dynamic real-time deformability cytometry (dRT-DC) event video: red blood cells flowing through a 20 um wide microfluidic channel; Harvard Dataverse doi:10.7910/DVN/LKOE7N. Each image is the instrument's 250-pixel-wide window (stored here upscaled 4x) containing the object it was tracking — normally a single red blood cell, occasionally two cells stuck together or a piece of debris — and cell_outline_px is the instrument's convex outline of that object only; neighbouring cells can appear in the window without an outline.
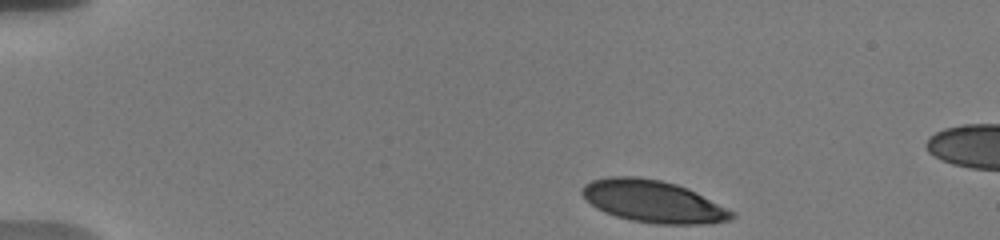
{"species": "human", "species_latin": "Homo sapiens", "temperature_condition": "warm", "stored_images_in_passage": 47, "camera_frame_rate_fps": 3000, "um_per_image_px": 0.085, "donor": {"sex": "male"}, "frame": {"image": 1, "passage_image": 1, "time_ms": 0.0, "image_size_px": [1000, 240], "cell_outline_px": [[736, 216], [732, 220], [712, 224], [656, 224], [632, 220], [616, 216], [604, 212], [596, 208], [580, 192], [580, 188], [584, 184], [592, 180], [608, 176], [636, 176], [660, 180], [676, 184], [688, 188], [736, 212]], "centroid_in_image_um": [55.55, 17.12], "position_along_channel_um": 29.4, "area_um2": 37.05}}
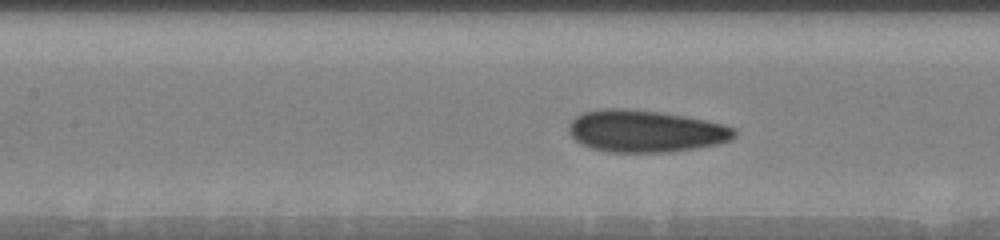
{"frame": {"image": 2, "passage_image": 18, "time_ms": 5.667, "image_size_px": [1000, 240], "cell_outline_px": [[736, 136], [728, 140], [716, 144], [696, 148], [668, 152], [608, 152], [592, 148], [580, 144], [568, 132], [568, 124], [576, 116], [584, 112], [608, 108], [624, 108], [660, 112], [684, 116], [724, 124], [736, 128]], "centroid_in_image_um": [54.85, 11.15], "position_along_channel_um": 152.6, "area_um2": 40.52}}
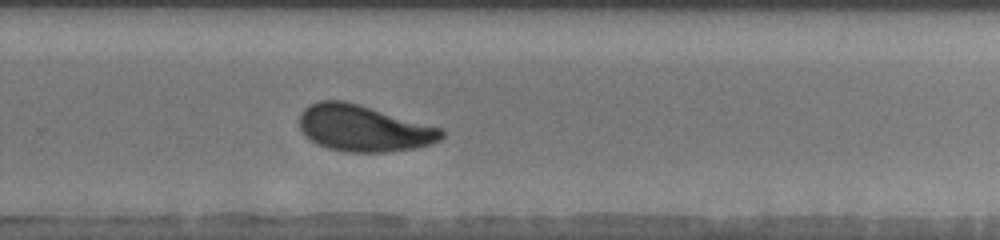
{"frame": {"image": 3, "passage_image": 30, "time_ms": 9.667, "image_size_px": [1000, 240], "cell_outline_px": [[444, 136], [440, 140], [432, 144], [416, 148], [384, 152], [344, 152], [328, 148], [316, 144], [304, 136], [300, 128], [300, 112], [308, 104], [320, 100], [344, 100], [360, 104], [444, 128]], "centroid_in_image_um": [30.91, 10.9], "position_along_channel_um": 298.9, "area_um2": 39.02}, "authors_computed_cell_mechanics": {"area_um2": 38.3792, "velocity_mm_per_s": 3.6692, "shape_relaxation_time_tau1_ms": 4.0994, "shape_relaxation_time_tau2_ms": 1.1501, "deformation_change_tau1": 0.1356, "deformation_change_tau2": 0.0759}}